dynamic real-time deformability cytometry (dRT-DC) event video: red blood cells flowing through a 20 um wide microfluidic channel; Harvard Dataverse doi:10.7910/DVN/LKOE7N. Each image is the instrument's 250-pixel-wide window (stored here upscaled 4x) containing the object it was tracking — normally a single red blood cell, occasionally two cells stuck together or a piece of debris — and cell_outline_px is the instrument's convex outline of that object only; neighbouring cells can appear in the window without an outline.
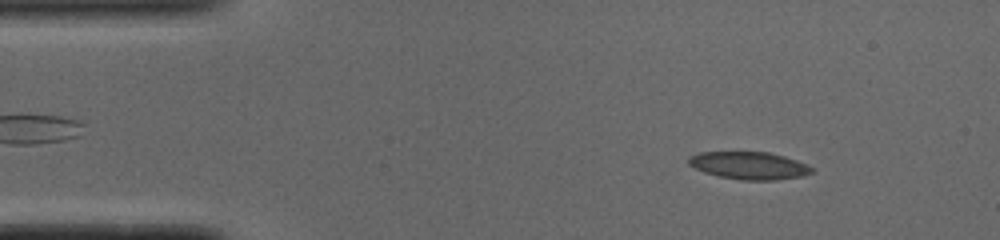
{"species": "common noctule bat (a hibernating species)", "species_latin": "Nyctalus noctula", "temperature_condition": "cold", "stored_images_in_passage": 50, "camera_frame_rate_fps": 3000, "um_per_image_px": 0.085, "animal": {"sex": "male", "body_mass_g": 19.0, "forearm_length_mm": 50.8}, "frame": {"image": 1, "passage_image": 5, "time_ms": 1.333, "image_size_px": [1000, 240], "cell_outline_px": [[816, 168], [812, 172], [800, 176], [776, 180], [740, 180], [720, 176], [704, 172], [688, 164], [688, 156], [700, 152], [768, 152], [784, 156], [808, 164]], "centroid_in_image_um": [63.69, 14.06], "position_along_channel_um": 21.3, "area_um2": 19.77}}
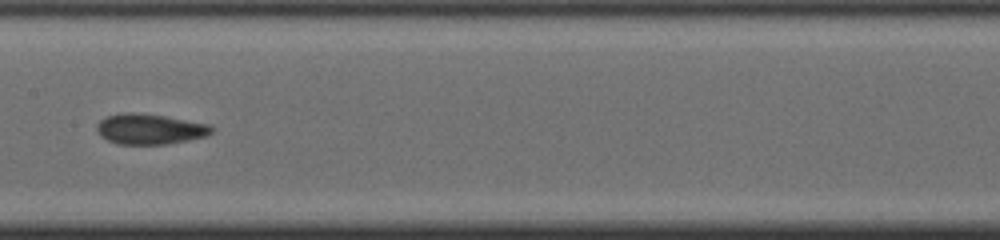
{"frame": {"image": 2, "passage_image": 24, "time_ms": 7.667, "image_size_px": [1000, 240], "cell_outline_px": [[212, 132], [208, 136], [168, 144], [116, 144], [100, 136], [96, 128], [100, 120], [104, 116], [120, 112], [132, 112], [164, 116], [208, 124], [212, 128]], "centroid_in_image_um": [12.69, 10.97], "position_along_channel_um": 194.7, "area_um2": 20.4}}
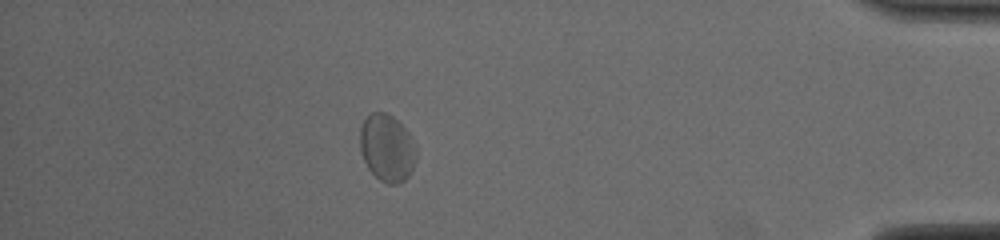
{"frame": {"image": 3, "passage_image": 44, "time_ms": 14.333, "image_size_px": [1000, 240], "cell_outline_px": [[416, 160], [408, 176], [400, 184], [388, 184], [380, 180], [368, 168], [364, 160], [360, 148], [360, 128], [364, 120], [372, 112], [384, 112], [392, 116], [408, 132], [416, 148]], "centroid_in_image_um": [32.89, 12.58], "position_along_channel_um": 402.3, "area_um2": 21.85}, "authors_computed_cell_mechanics": {"area_um2": 19.9699, "velocity_mm_per_s": 3.8286, "shape_relaxation_time_tau1_ms": null, "shape_relaxation_time_tau2_ms": 1.6987, "deformation_change_tau1": null, "deformation_change_tau2": 0.0588}}